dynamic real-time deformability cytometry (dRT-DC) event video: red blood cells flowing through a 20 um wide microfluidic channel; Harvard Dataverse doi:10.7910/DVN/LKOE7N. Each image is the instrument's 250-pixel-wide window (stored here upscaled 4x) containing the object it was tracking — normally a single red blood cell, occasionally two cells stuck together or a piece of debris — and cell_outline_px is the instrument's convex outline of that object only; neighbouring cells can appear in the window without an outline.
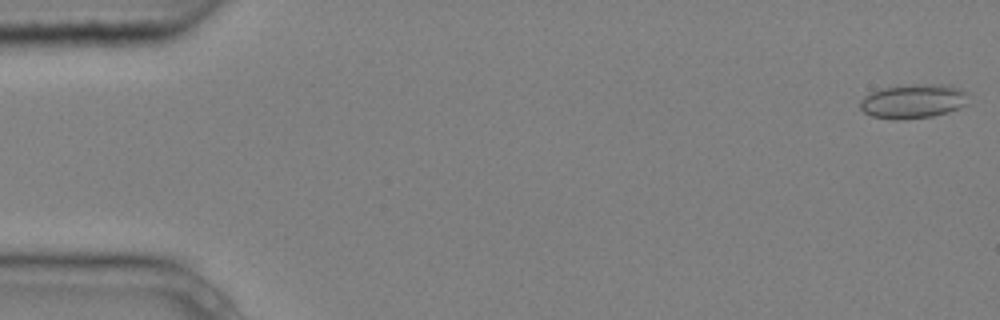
{"species": "common noctule bat (a hibernating species)", "species_latin": "Nyctalus noctula", "temperature_condition": "cold", "stored_images_in_passage": 4, "camera_frame_rate_fps": 3000, "um_per_image_px": 0.085, "animal": {"sex": "male", "body_mass_g": 20.4}, "frame": {"image": 1, "passage_image": 1, "time_ms": 0.0, "image_size_px": [1000, 320], "cell_outline_px": [[968, 104], [948, 112], [932, 116], [904, 120], [896, 120], [872, 116], [864, 112], [860, 108], [860, 100], [864, 96], [872, 92], [884, 88], [912, 84], [944, 84], [960, 88], [968, 92]], "centroid_in_image_um": [77.65, 8.6], "position_along_channel_um": 7.3, "area_um2": 21.79}}
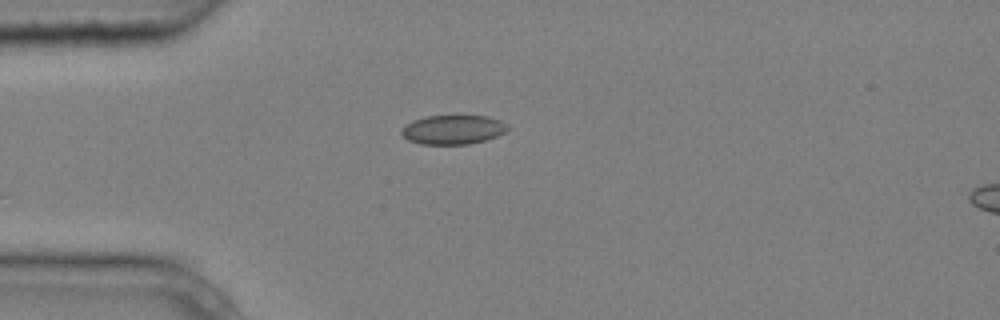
{"frame": {"image": 2, "passage_image": 4, "time_ms": 1.0, "image_size_px": [1000, 320], "cell_outline_px": [[508, 128], [504, 132], [496, 136], [484, 140], [468, 144], [420, 144], [408, 140], [400, 132], [408, 124], [424, 116], [488, 116], [500, 120], [508, 124]], "centroid_in_image_um": [38.53, 11.02], "position_along_channel_um": 46.5, "area_um2": 17.8}}